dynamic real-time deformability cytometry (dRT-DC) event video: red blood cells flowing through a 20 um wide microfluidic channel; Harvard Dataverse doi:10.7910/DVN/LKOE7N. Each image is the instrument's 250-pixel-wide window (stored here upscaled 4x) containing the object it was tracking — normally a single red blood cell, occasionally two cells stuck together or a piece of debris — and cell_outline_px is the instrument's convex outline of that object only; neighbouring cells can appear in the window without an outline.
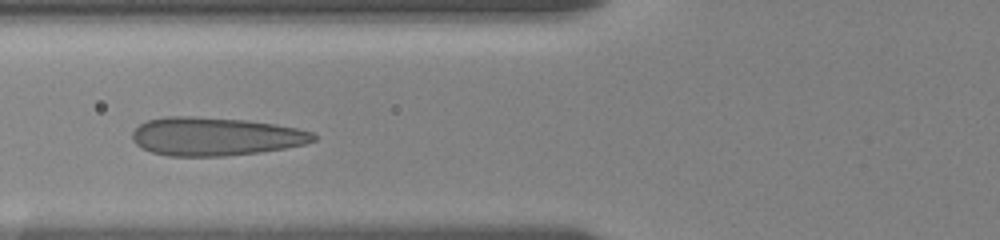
{"species": "human", "species_latin": "Homo sapiens", "temperature_condition": "room temperature", "stored_images_in_passage": 8, "camera_frame_rate_fps": 3000, "um_per_image_px": 0.085, "donor": {"sex": "female"}, "frame": {"image": 1, "passage_image": 6, "time_ms": 4.667, "image_size_px": [1000, 240], "cell_outline_px": [[316, 140], [304, 144], [284, 148], [260, 152], [224, 156], [168, 156], [152, 152], [140, 148], [132, 140], [132, 132], [140, 124], [148, 120], [168, 116], [192, 116], [248, 120], [276, 124], [296, 128], [312, 132], [316, 136]], "centroid_in_image_um": [18.28, 11.6], "position_along_channel_um": 107.5, "area_um2": 40.58}}
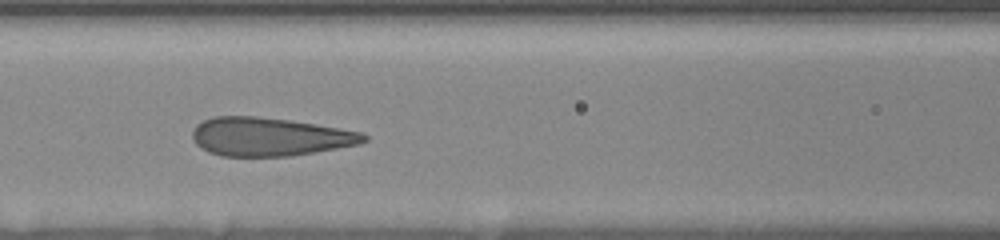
{"frame": {"image": 2, "passage_image": 7, "time_ms": 5.667, "image_size_px": [1000, 240], "cell_outline_px": [[368, 140], [360, 144], [288, 156], [220, 156], [208, 152], [200, 148], [196, 144], [192, 136], [192, 132], [196, 124], [204, 120], [216, 116], [256, 116], [288, 120], [316, 124], [360, 132], [368, 136]], "centroid_in_image_um": [22.88, 11.62], "position_along_channel_um": 143.7, "area_um2": 38.26}}